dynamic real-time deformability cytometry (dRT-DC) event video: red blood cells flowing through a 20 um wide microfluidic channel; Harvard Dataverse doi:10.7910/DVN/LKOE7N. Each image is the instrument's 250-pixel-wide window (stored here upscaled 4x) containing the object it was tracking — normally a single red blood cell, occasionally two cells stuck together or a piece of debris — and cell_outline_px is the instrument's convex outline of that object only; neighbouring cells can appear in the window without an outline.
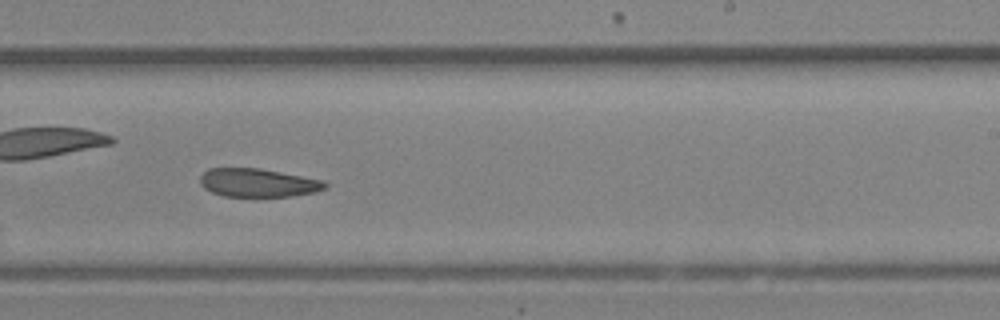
{"species": "Egyptian fruit bat (a non-hibernating species)", "species_latin": "Rousettus aegyptiacus", "temperature_condition": "room temperature", "stored_images_in_passage": 19, "camera_frame_rate_fps": 3000, "um_per_image_px": 0.085, "animal": {"sex": "female"}, "frame": {"image": 1, "passage_image": 16, "time_ms": 5.0, "image_size_px": [1000, 320], "cell_outline_px": [[328, 188], [312, 192], [292, 196], [224, 196], [212, 192], [204, 188], [200, 184], [200, 176], [208, 168], [260, 168], [324, 180], [328, 184]], "centroid_in_image_um": [21.93, 15.53], "position_along_channel_um": 267.1, "area_um2": 20.69}}